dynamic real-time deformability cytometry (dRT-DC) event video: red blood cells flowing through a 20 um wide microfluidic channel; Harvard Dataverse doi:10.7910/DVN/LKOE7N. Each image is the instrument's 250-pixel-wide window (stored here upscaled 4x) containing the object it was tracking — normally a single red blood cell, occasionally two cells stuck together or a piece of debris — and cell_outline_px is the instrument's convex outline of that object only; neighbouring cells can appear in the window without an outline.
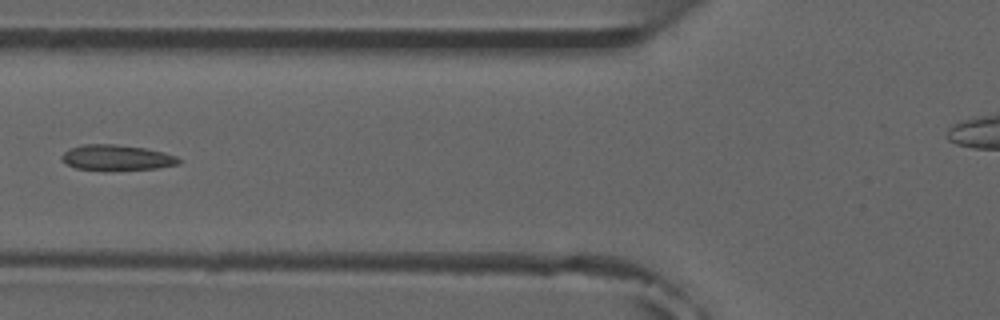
{"species": "common noctule bat (a hibernating species)", "species_latin": "Nyctalus noctula", "temperature_condition": "room temperature", "stored_images_in_passage": 4, "camera_frame_rate_fps": 3000, "um_per_image_px": 0.085, "animal": {"sex": "male", "forearm_length_mm": 52.5}, "frame": {"image": 1, "passage_image": 4, "time_ms": 4.333, "image_size_px": [1000, 320], "cell_outline_px": [[180, 164], [156, 168], [76, 168], [68, 164], [60, 156], [64, 152], [72, 148], [84, 144], [116, 144], [144, 148], [164, 152], [176, 156], [180, 160]], "centroid_in_image_um": [9.96, 13.36], "position_along_channel_um": 115.8, "area_um2": 16.53}}